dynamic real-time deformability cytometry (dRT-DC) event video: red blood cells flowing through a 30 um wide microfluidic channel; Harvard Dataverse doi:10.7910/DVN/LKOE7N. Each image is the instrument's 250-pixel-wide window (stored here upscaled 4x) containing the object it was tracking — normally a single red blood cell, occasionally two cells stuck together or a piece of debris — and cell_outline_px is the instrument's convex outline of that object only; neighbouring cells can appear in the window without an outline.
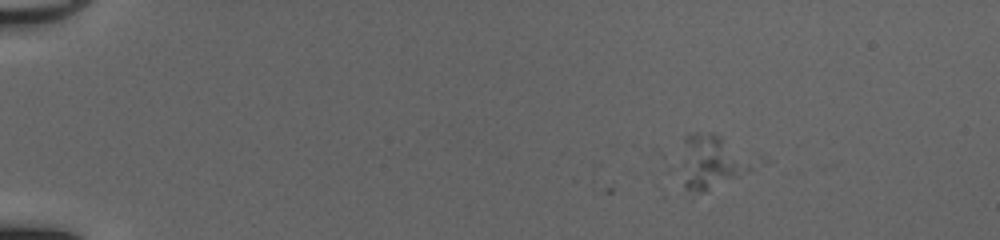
{"species": "common noctule bat (a hibernating species)", "species_latin": "Nyctalus noctula", "temperature_condition": "cold", "stored_images_in_passage": 3, "camera_frame_rate_fps": 3000, "um_per_image_px": 0.085, "animal": {"sex": "female", "body_mass_g": 20.0, "forearm_length_mm": 54.0}, "frame": {"image": 1, "passage_image": 3, "time_ms": 0.667, "image_size_px": [1000, 240], "cell_outline_px": [[732, 176], [704, 192], [696, 192], [684, 188], [672, 168], [672, 160], [684, 136], [696, 132], [712, 132], [720, 136], [732, 168]], "centroid_in_image_um": [59.63, 13.75], "position_along_channel_um": 25.4, "area_um2": 19.59}}